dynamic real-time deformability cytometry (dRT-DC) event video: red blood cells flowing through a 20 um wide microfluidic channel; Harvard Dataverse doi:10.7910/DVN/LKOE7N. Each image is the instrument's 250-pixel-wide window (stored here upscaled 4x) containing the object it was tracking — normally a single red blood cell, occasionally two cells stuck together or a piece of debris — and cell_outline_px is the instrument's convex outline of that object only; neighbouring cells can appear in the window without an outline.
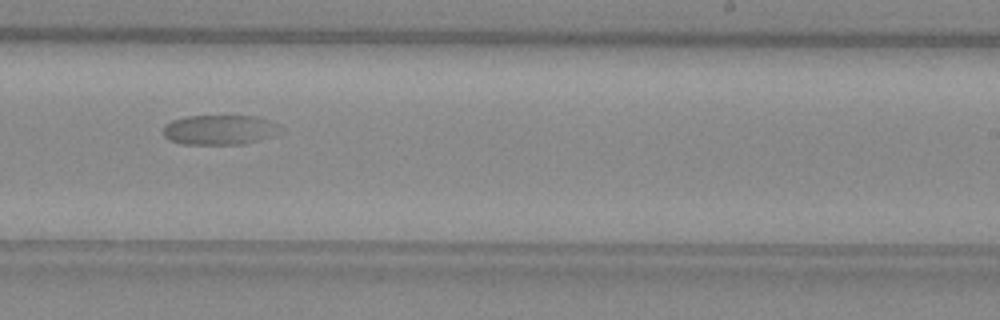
{"species": "common noctule bat (a hibernating species)", "species_latin": "Nyctalus noctula", "temperature_condition": "warm", "stored_images_in_passage": 25, "camera_frame_rate_fps": 3000, "um_per_image_px": 0.085, "animal": {"sex": "female", "body_mass_g": 29.2, "forearm_length_mm": 56.3}, "frame": {"image": 1, "passage_image": 17, "time_ms": 5.333, "image_size_px": [1000, 320], "cell_outline_px": [[276, 128], [272, 132], [256, 140], [240, 144], [184, 144], [168, 140], [164, 136], [164, 124], [172, 120], [184, 116], [256, 116], [268, 120], [276, 124]], "centroid_in_image_um": [18.48, 11.02], "position_along_channel_um": 270.5, "area_um2": 19.65}}
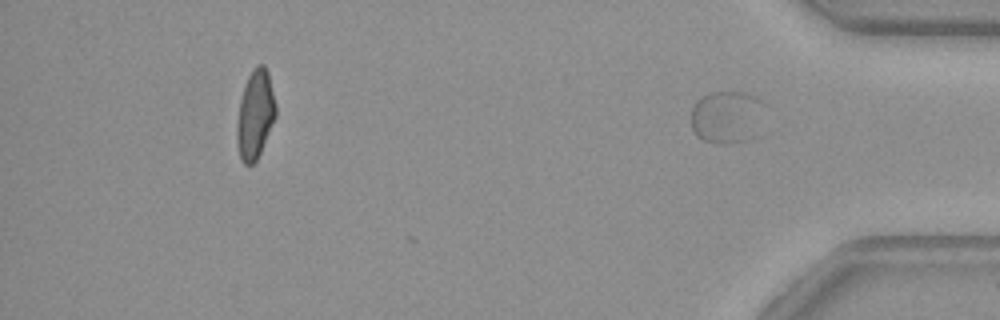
{"frame": {"image": 2, "passage_image": 25, "time_ms": 8.0, "image_size_px": [1000, 320], "cell_outline_px": [[768, 104], [760, 136], [752, 140], [732, 144], [724, 144], [704, 140], [696, 136], [692, 128], [692, 108], [696, 100], [700, 96], [708, 92], [744, 92], [756, 96], [764, 100]], "centroid_in_image_um": [61.92, 9.95], "position_along_channel_um": 373.3, "area_um2": 24.1}}